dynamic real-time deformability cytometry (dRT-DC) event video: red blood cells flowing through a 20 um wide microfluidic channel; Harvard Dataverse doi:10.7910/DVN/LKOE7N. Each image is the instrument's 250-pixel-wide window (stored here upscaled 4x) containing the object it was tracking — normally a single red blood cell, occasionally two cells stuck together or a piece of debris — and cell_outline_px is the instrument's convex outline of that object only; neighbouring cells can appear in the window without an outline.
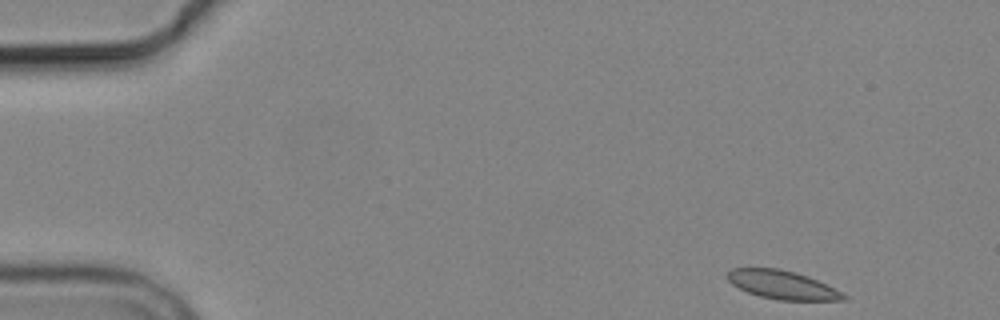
{"species": "common noctule bat (a hibernating species)", "species_latin": "Nyctalus noctula", "temperature_condition": "cold", "stored_images_in_passage": 4, "camera_frame_rate_fps": 3000, "um_per_image_px": 0.085, "animal": {"sex": "male", "body_mass_g": 19.2, "forearm_length_mm": 51.8}, "frame": {"image": 1, "passage_image": 1, "time_ms": 0.0, "image_size_px": [1000, 320], "cell_outline_px": [[848, 300], [780, 300], [760, 296], [748, 292], [732, 284], [728, 280], [728, 272], [732, 268], [780, 268], [796, 272], [808, 276], [848, 296]], "centroid_in_image_um": [66.49, 24.2], "position_along_channel_um": 18.5, "area_um2": 19.02}}
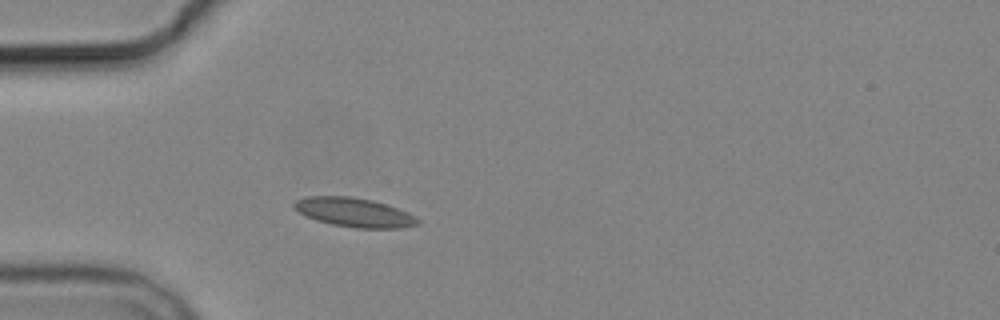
{"frame": {"image": 2, "passage_image": 4, "time_ms": 3.667, "image_size_px": [1000, 320], "cell_outline_px": [[420, 224], [400, 228], [356, 228], [332, 224], [316, 220], [292, 208], [292, 204], [296, 200], [308, 196], [348, 196], [372, 200], [388, 204], [420, 220]], "centroid_in_image_um": [30.08, 18.05], "position_along_channel_um": 54.9, "area_um2": 20.75}}